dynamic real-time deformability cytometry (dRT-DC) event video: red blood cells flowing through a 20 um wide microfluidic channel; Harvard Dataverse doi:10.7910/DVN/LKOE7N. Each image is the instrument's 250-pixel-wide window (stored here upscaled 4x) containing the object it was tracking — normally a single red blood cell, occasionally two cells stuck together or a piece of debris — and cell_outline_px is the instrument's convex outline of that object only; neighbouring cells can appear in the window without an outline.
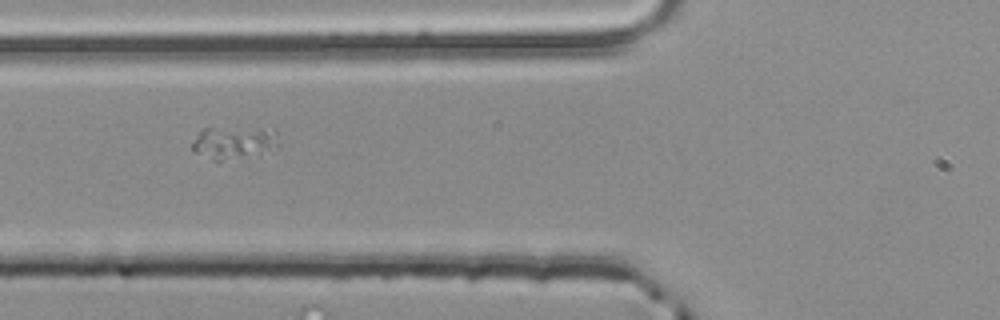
{"species": "common noctule bat (a hibernating species)", "species_latin": "Nyctalus noctula", "temperature_condition": "room temperature", "stored_images_in_passage": 4, "camera_frame_rate_fps": 3000, "um_per_image_px": 0.085, "animal": {"sex": "male", "body_mass_g": 20.4}, "frame": {"image": 1, "passage_image": 4, "time_ms": 1.0, "image_size_px": [1000, 320], "cell_outline_px": [[280, 144], [220, 160], [212, 160], [192, 152], [192, 144], [200, 128], [260, 128], [276, 132]], "centroid_in_image_um": [19.71, 12.05], "position_along_channel_um": 106.1, "area_um2": 15.32}}